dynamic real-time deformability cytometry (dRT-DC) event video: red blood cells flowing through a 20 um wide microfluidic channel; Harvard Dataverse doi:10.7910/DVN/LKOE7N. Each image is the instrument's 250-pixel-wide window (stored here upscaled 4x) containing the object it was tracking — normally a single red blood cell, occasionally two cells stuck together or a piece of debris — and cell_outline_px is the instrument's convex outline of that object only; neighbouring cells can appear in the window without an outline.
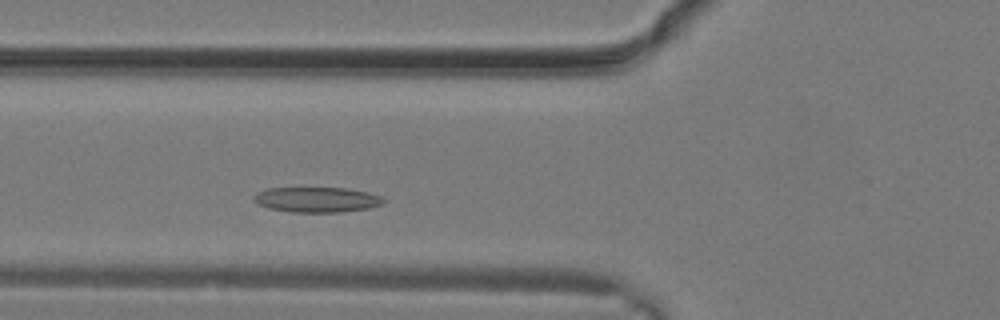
{"species": "common noctule bat (a hibernating species)", "species_latin": "Nyctalus noctula", "temperature_condition": "warm", "stored_images_in_passage": 5, "camera_frame_rate_fps": 3000, "um_per_image_px": 0.085, "animal": {"sex": "male", "body_mass_g": 19.2, "forearm_length_mm": 51.8}, "frame": {"image": 1, "passage_image": 5, "time_ms": 1.333, "image_size_px": [1000, 320], "cell_outline_px": [[388, 200], [384, 204], [368, 208], [340, 212], [292, 212], [268, 208], [252, 200], [252, 196], [256, 192], [268, 188], [348, 188], [368, 192], [380, 196]], "centroid_in_image_um": [26.94, 16.96], "position_along_channel_um": 98.9, "area_um2": 19.19}}